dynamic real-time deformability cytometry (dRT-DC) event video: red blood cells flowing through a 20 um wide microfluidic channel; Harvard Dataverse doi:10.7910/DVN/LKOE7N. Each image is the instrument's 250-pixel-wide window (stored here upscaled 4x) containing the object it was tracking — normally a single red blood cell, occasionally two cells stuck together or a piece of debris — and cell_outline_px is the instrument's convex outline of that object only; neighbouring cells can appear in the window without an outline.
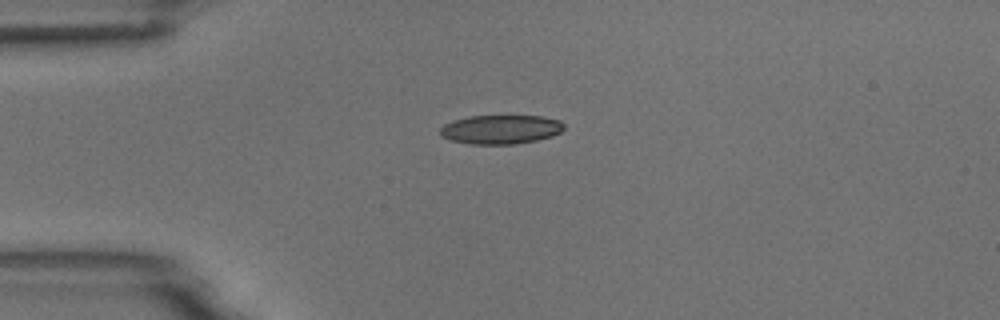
{"species": "common noctule bat (a hibernating species)", "species_latin": "Nyctalus noctula", "temperature_condition": "room temperature", "stored_images_in_passage": 8, "camera_frame_rate_fps": 3000, "um_per_image_px": 0.085, "animal": {"sex": "male", "body_mass_g": 18.8}, "frame": {"image": 1, "passage_image": 1, "time_ms": 0.0, "image_size_px": [1000, 320], "cell_outline_px": [[564, 128], [560, 132], [552, 136], [536, 140], [516, 144], [472, 144], [448, 140], [440, 136], [440, 128], [444, 124], [452, 120], [468, 116], [540, 116], [560, 120], [564, 124]], "centroid_in_image_um": [42.53, 11.0], "position_along_channel_um": 42.5, "area_um2": 21.1}}
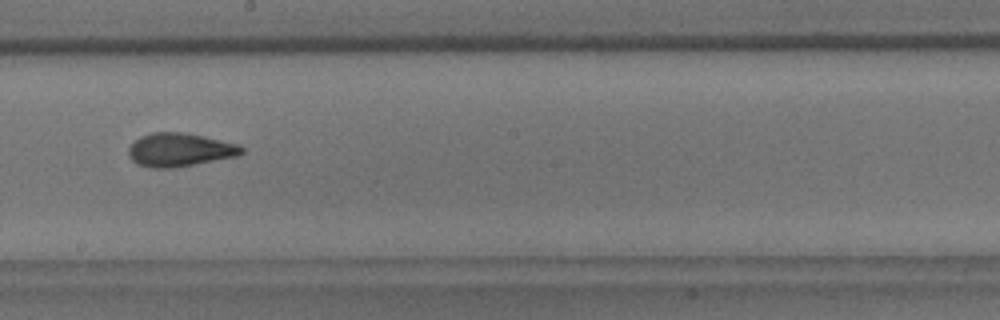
{"frame": {"image": 2, "passage_image": 6, "time_ms": 5.667, "image_size_px": [1000, 320], "cell_outline_px": [[244, 152], [236, 156], [196, 164], [172, 168], [148, 168], [136, 164], [128, 156], [128, 148], [140, 136], [152, 132], [184, 132], [204, 136], [240, 144], [244, 148]], "centroid_in_image_um": [15.27, 12.73], "position_along_channel_um": 232.9, "area_um2": 22.25}}